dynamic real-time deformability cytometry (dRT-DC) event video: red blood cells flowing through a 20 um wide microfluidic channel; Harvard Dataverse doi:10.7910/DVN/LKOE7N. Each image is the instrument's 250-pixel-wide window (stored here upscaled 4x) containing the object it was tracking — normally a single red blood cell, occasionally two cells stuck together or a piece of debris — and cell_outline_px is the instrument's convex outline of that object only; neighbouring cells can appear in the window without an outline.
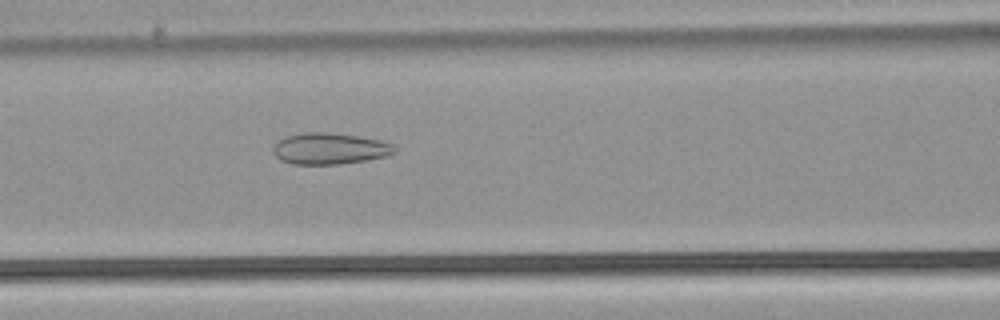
{"species": "common noctule bat (a hibernating species)", "species_latin": "Nyctalus noctula", "temperature_condition": "warm", "stored_images_in_passage": 53, "camera_frame_rate_fps": 3000, "um_per_image_px": 0.085, "animal": {"sex": "male", "body_mass_g": 21.5, "forearm_length_mm": 52.0}, "frame": {"image": 1, "passage_image": 23, "time_ms": 7.333, "image_size_px": [1000, 320], "cell_outline_px": [[396, 152], [384, 156], [368, 160], [340, 164], [292, 164], [280, 160], [272, 152], [272, 148], [284, 136], [304, 132], [324, 132], [360, 136], [380, 140], [392, 144], [396, 148]], "centroid_in_image_um": [28.01, 12.63], "position_along_channel_um": 138.6, "area_um2": 22.25}}
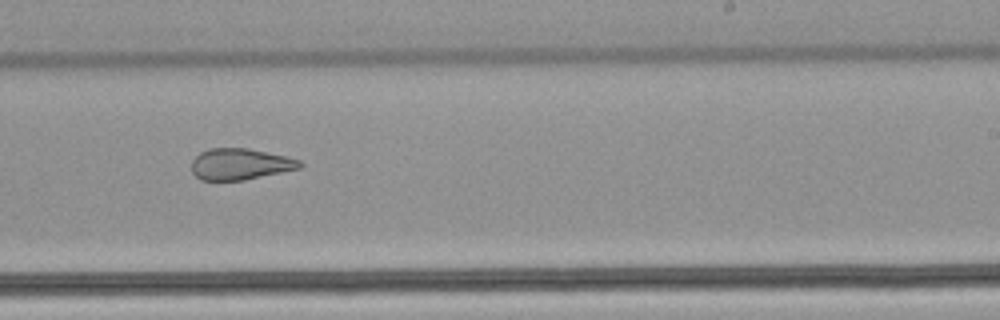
{"frame": {"image": 2, "passage_image": 33, "time_ms": 10.667, "image_size_px": [1000, 320], "cell_outline_px": [[304, 164], [300, 168], [244, 180], [200, 180], [192, 172], [192, 160], [200, 152], [208, 148], [248, 148], [288, 156], [300, 160]], "centroid_in_image_um": [20.42, 13.94], "position_along_channel_um": 268.6, "area_um2": 19.83}}
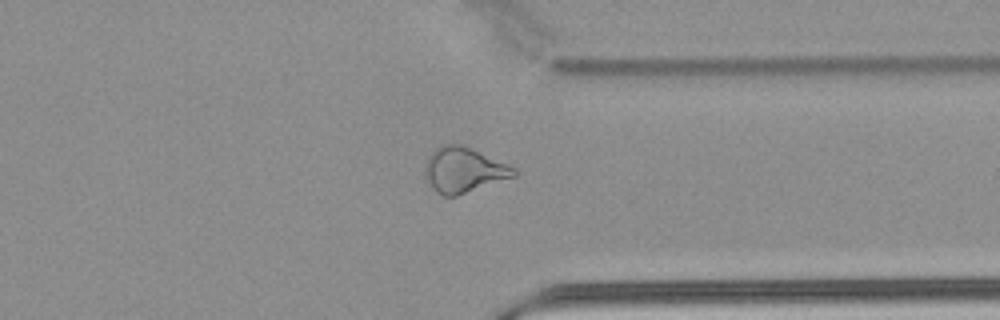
{"frame": {"image": 3, "passage_image": 41, "time_ms": 13.333, "image_size_px": [1000, 320], "cell_outline_px": [[520, 172], [516, 176], [456, 196], [444, 196], [436, 192], [432, 188], [424, 176], [424, 164], [428, 156], [440, 144], [460, 144], [508, 164], [516, 168]], "centroid_in_image_um": [39.4, 14.45], "position_along_channel_um": 372.0, "area_um2": 23.52}, "authors_computed_cell_mechanics": {"area_um2": 25.7788, "velocity_mm_per_s": 3.9158, "shape_relaxation_time_tau1_ms": null, "shape_relaxation_time_tau2_ms": 2.2685, "deformation_change_tau1": null, "deformation_change_tau2": 0.1157}}